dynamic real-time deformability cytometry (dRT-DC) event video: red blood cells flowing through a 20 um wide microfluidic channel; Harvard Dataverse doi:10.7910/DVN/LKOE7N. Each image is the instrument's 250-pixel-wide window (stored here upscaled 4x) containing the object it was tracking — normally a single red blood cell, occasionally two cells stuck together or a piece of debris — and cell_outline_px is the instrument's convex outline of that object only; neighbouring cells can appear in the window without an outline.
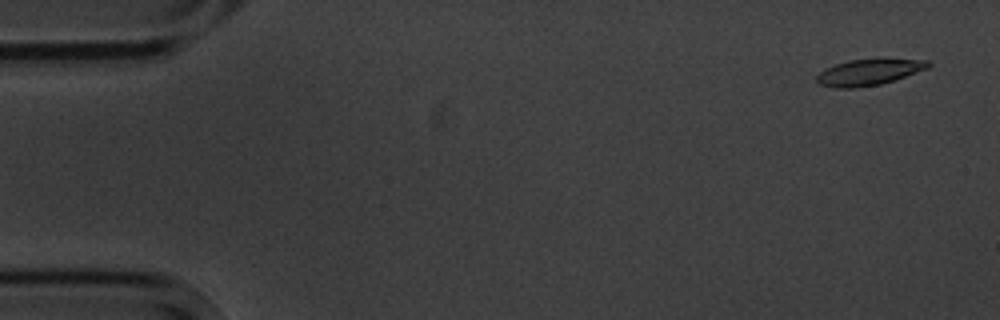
{"species": "common noctule bat (a hibernating species)", "species_latin": "Nyctalus noctula", "temperature_condition": "cold", "stored_images_in_passage": 4, "camera_frame_rate_fps": 3000, "um_per_image_px": 0.085, "animal": {"sex": "male", "body_mass_g": 20.1, "forearm_length_mm": 53.5}, "frame": {"image": 1, "passage_image": 1, "time_ms": 0.0, "image_size_px": [1000, 320], "cell_outline_px": [[932, 64], [928, 68], [880, 84], [856, 88], [836, 88], [820, 84], [816, 80], [816, 76], [824, 68], [848, 60], [880, 56], [928, 60]], "centroid_in_image_um": [73.88, 6.08], "position_along_channel_um": 11.1, "area_um2": 17.63}}
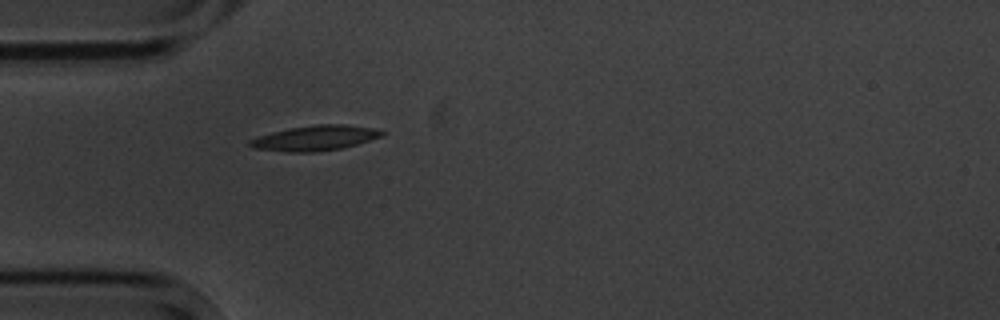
{"frame": {"image": 2, "passage_image": 4, "time_ms": 4.667, "image_size_px": [1000, 320], "cell_outline_px": [[384, 132], [380, 136], [356, 144], [340, 148], [312, 152], [284, 152], [252, 148], [248, 144], [248, 140], [256, 136], [288, 128], [316, 124], [344, 124], [376, 128]], "centroid_in_image_um": [26.7, 11.73], "position_along_channel_um": 58.3, "area_um2": 19.31}}